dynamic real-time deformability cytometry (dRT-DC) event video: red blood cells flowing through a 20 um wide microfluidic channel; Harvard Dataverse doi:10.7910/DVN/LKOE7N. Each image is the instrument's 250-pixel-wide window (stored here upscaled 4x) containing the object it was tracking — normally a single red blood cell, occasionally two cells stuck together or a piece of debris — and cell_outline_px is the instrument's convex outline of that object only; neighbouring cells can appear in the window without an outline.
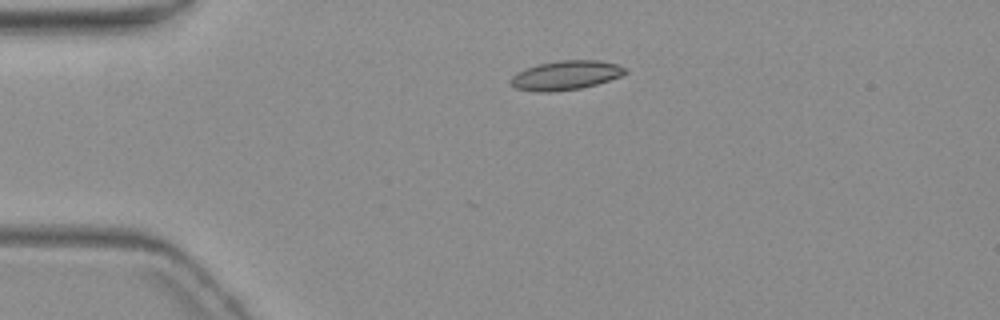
{"species": "common noctule bat (a hibernating species)", "species_latin": "Nyctalus noctula", "temperature_condition": "warm", "stored_images_in_passage": 2, "camera_frame_rate_fps": 3000, "um_per_image_px": 0.085, "animal": {"sex": "female", "body_mass_g": 19.3, "forearm_length_mm": 54.1}, "frame": {"image": 1, "passage_image": 1, "time_ms": 0.0, "image_size_px": [1000, 320], "cell_outline_px": [[628, 72], [620, 76], [596, 84], [580, 88], [552, 92], [536, 92], [516, 88], [508, 80], [516, 72], [540, 64], [560, 60], [596, 60], [620, 64], [628, 68]], "centroid_in_image_um": [48.11, 6.4], "position_along_channel_um": 36.9, "area_um2": 19.48}}